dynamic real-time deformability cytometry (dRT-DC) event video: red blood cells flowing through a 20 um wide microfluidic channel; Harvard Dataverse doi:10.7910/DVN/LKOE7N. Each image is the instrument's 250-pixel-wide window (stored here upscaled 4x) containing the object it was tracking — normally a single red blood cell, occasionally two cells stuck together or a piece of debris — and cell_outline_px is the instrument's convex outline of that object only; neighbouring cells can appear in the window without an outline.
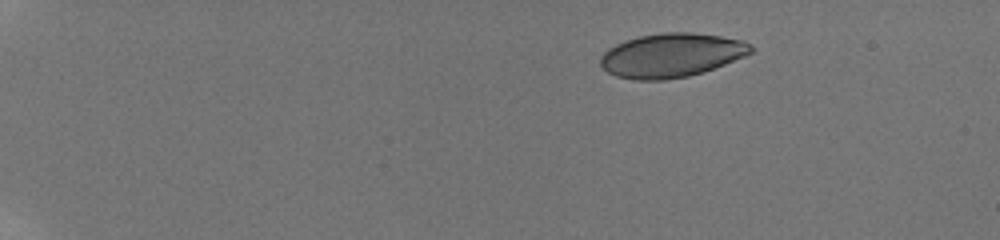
{"species": "human", "species_latin": "Homo sapiens", "temperature_condition": "room temperature", "stored_images_in_passage": 24, "camera_frame_rate_fps": 3000, "um_per_image_px": 0.085, "donor": {"sex": "male"}, "frame": {"image": 1, "passage_image": 1, "time_ms": 0.0, "image_size_px": [1000, 240], "cell_outline_px": [[756, 48], [752, 52], [744, 56], [704, 72], [688, 76], [664, 80], [636, 80], [616, 76], [608, 72], [600, 64], [600, 56], [608, 48], [624, 40], [640, 36], [664, 32], [692, 32], [720, 36], [744, 40], [752, 44]], "centroid_in_image_um": [57.08, 4.69], "position_along_channel_um": 27.9, "area_um2": 38.73}}
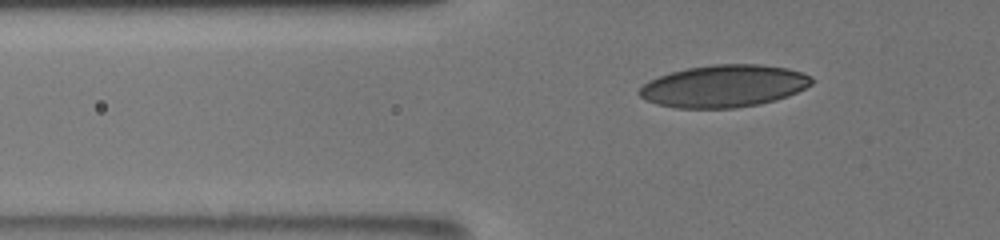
{"frame": {"image": 2, "passage_image": 20, "time_ms": 4.0, "image_size_px": [1000, 240], "cell_outline_px": [[812, 84], [788, 96], [776, 100], [760, 104], [732, 108], [676, 108], [656, 104], [640, 96], [636, 92], [648, 80], [672, 72], [688, 68], [712, 64], [760, 64], [788, 68], [812, 76]], "centroid_in_image_um": [61.53, 7.31], "position_along_channel_um": 64.3, "area_um2": 42.43}}
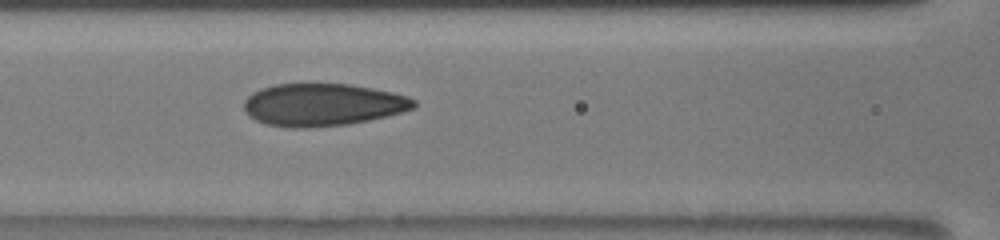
{"frame": {"image": 3, "passage_image": 24, "time_ms": 6.333, "image_size_px": [1000, 240], "cell_outline_px": [[416, 104], [412, 108], [400, 112], [368, 120], [348, 124], [304, 128], [292, 128], [268, 124], [256, 120], [244, 108], [244, 100], [252, 92], [260, 88], [276, 84], [348, 84], [392, 92], [408, 96], [416, 100]], "centroid_in_image_um": [27.41, 8.89], "position_along_channel_um": 139.2, "area_um2": 41.62}}